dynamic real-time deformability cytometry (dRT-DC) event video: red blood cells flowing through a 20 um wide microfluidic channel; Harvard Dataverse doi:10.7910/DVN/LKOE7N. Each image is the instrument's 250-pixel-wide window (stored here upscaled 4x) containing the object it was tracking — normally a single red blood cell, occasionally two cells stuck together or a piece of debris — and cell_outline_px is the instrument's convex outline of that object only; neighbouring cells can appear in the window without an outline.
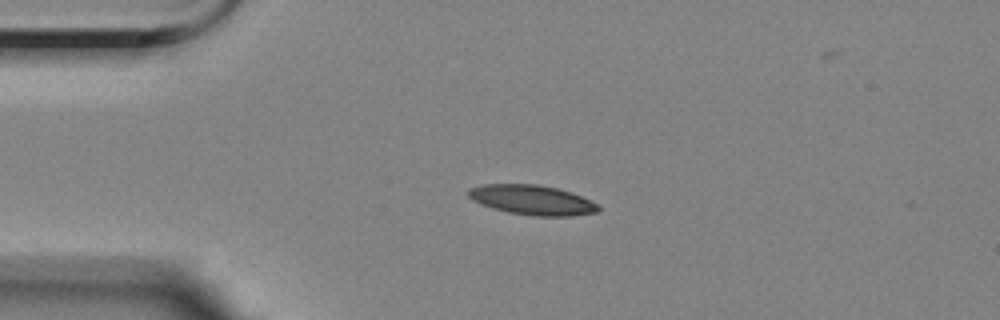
{"species": "Egyptian fruit bat (a non-hibernating species)", "species_latin": "Rousettus aegyptiacus", "temperature_condition": "room temperature", "stored_images_in_passage": 4, "camera_frame_rate_fps": 3000, "um_per_image_px": 0.085, "animal": {"sex": "female"}, "frame": {"image": 1, "passage_image": 3, "time_ms": 2.333, "image_size_px": [1000, 320], "cell_outline_px": [[600, 212], [572, 216], [532, 216], [508, 212], [492, 208], [480, 204], [472, 200], [468, 196], [468, 188], [484, 184], [536, 184], [556, 188], [572, 192], [596, 204], [600, 208]], "centroid_in_image_um": [45.21, 17.0], "position_along_channel_um": 39.8, "area_um2": 22.6}}